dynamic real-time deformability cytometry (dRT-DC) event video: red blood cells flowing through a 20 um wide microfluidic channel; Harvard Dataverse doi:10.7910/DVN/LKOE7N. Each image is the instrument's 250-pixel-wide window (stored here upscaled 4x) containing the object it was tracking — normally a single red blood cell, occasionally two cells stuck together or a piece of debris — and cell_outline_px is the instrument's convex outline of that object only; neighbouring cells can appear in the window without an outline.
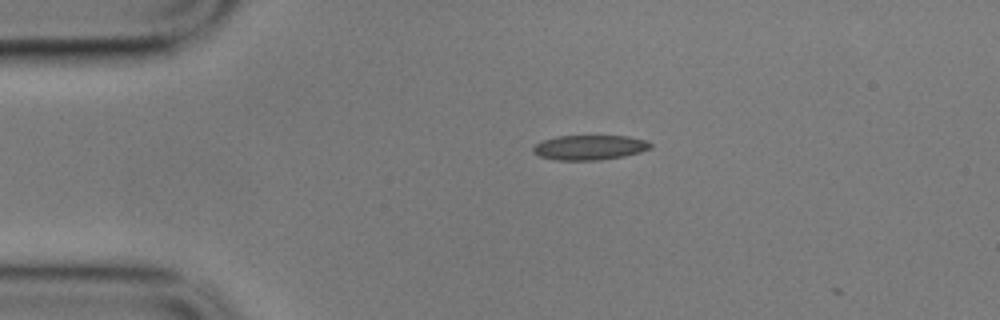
{"species": "common noctule bat (a hibernating species)", "species_latin": "Nyctalus noctula", "temperature_condition": "cold", "stored_images_in_passage": 4, "camera_frame_rate_fps": 3000, "um_per_image_px": 0.085, "animal": {"sex": "male", "body_mass_g": 17.9}, "frame": {"image": 1, "passage_image": 2, "time_ms": 0.333, "image_size_px": [1000, 320], "cell_outline_px": [[652, 148], [640, 152], [624, 156], [600, 160], [556, 160], [540, 156], [532, 152], [532, 148], [536, 144], [544, 140], [556, 136], [628, 136], [648, 140], [652, 144]], "centroid_in_image_um": [50.14, 12.53], "position_along_channel_um": 34.9, "area_um2": 17.05}}